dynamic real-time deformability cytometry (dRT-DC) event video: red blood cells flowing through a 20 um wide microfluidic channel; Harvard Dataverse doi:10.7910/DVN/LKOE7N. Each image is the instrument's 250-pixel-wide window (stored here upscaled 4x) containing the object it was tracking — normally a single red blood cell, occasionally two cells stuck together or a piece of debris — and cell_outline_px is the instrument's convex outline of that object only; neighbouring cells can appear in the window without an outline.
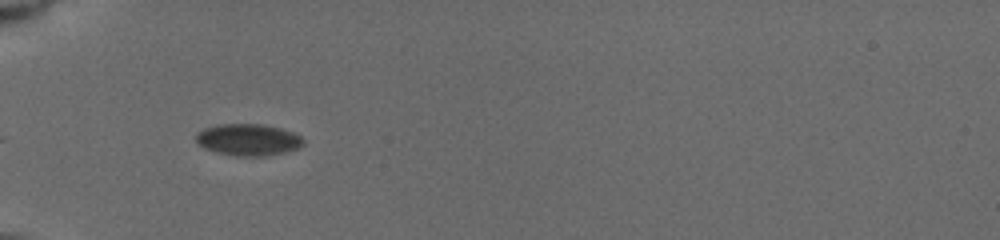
{"species": "common noctule bat (a hibernating species)", "species_latin": "Nyctalus noctula", "temperature_condition": "cold", "stored_images_in_passage": 9, "camera_frame_rate_fps": 3000, "um_per_image_px": 0.085, "animal": {"sex": "female", "body_mass_g": 19.5, "forearm_length_mm": 54.1}, "frame": {"image": 1, "passage_image": 8, "time_ms": 1.333, "image_size_px": [1000, 240], "cell_outline_px": [[304, 144], [296, 148], [264, 156], [236, 156], [216, 152], [204, 148], [196, 140], [196, 132], [204, 128], [216, 124], [264, 124], [280, 128], [292, 132], [300, 136], [304, 140]], "centroid_in_image_um": [21.05, 11.86], "position_along_channel_um": 63.9, "area_um2": 19.71}}